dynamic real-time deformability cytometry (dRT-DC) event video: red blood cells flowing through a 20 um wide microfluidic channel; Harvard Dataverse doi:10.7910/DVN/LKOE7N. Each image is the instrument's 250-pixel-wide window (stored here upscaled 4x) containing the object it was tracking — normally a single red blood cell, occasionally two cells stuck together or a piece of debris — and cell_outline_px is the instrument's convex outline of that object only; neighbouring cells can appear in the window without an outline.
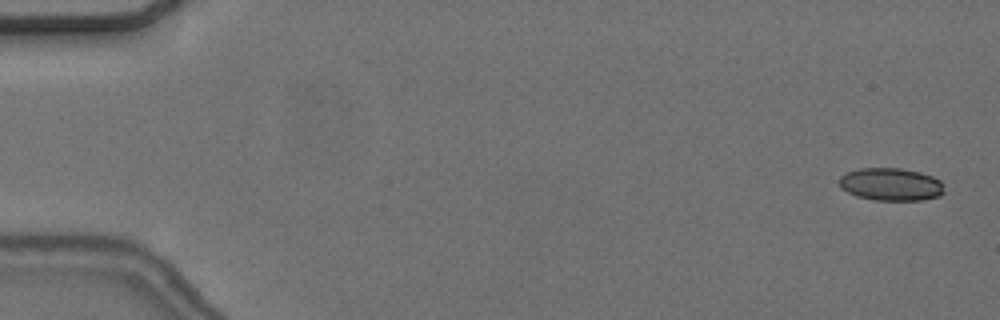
{"species": "common noctule bat (a hibernating species)", "species_latin": "Nyctalus noctula", "temperature_condition": "cold", "stored_images_in_passage": 57, "camera_frame_rate_fps": 3000, "um_per_image_px": 0.085, "animal": {"sex": "female", "body_mass_g": 24.6, "forearm_length_mm": 56.2}, "frame": {"image": 1, "passage_image": 2, "time_ms": 0.333, "image_size_px": [1000, 320], "cell_outline_px": [[944, 192], [940, 196], [924, 200], [872, 200], [856, 196], [840, 188], [840, 176], [848, 172], [860, 168], [900, 168], [920, 172], [932, 176], [940, 180], [944, 184]], "centroid_in_image_um": [75.75, 15.67], "position_along_channel_um": 9.2, "area_um2": 20.17}}
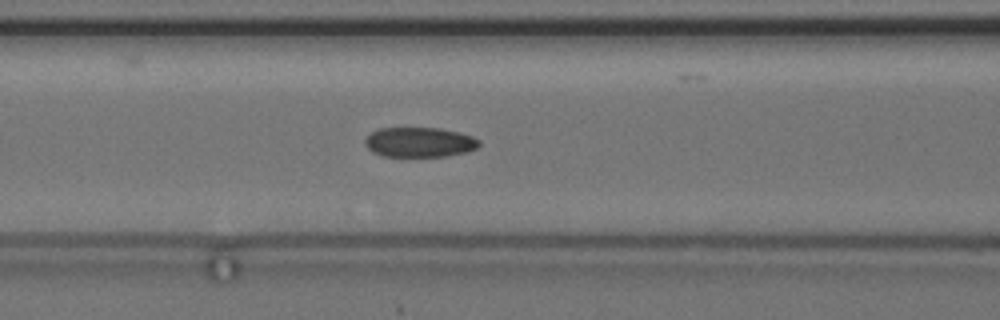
{"frame": {"image": 2, "passage_image": 24, "time_ms": 7.667, "image_size_px": [1000, 320], "cell_outline_px": [[480, 144], [476, 148], [468, 152], [448, 156], [384, 156], [372, 152], [364, 144], [364, 140], [372, 132], [380, 128], [440, 128], [472, 136], [480, 140]], "centroid_in_image_um": [35.66, 12.09], "position_along_channel_um": 130.9, "area_um2": 19.83}}
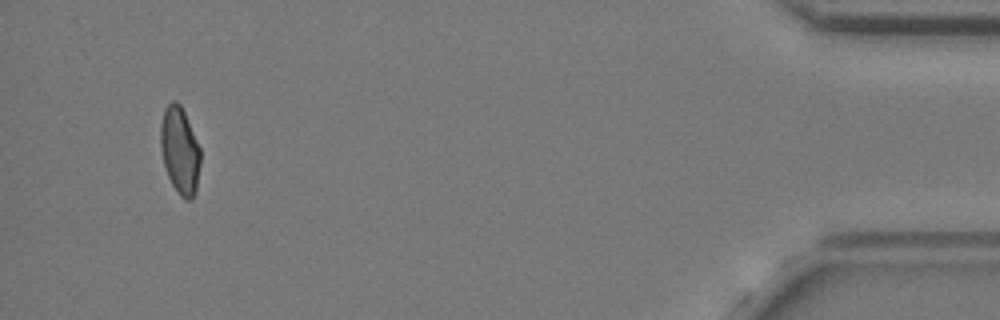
{"frame": {"image": 3, "passage_image": 54, "time_ms": 17.667, "image_size_px": [1000, 320], "cell_outline_px": [[200, 164], [196, 192], [192, 200], [184, 200], [180, 196], [172, 184], [168, 176], [164, 164], [160, 148], [160, 124], [164, 108], [172, 100], [176, 100], [180, 104], [184, 112], [200, 148]], "centroid_in_image_um": [15.28, 12.8], "position_along_channel_um": 419.9, "area_um2": 20.35}, "authors_computed_cell_mechanics": {"area_um2": 20.6924, "velocity_mm_per_s": 3.6515, "shape_relaxation_time_tau1_ms": 4.9404, "shape_relaxation_time_tau2_ms": 2.6672, "deformation_change_tau1": 0.1185, "deformation_change_tau2": 0.0738}}